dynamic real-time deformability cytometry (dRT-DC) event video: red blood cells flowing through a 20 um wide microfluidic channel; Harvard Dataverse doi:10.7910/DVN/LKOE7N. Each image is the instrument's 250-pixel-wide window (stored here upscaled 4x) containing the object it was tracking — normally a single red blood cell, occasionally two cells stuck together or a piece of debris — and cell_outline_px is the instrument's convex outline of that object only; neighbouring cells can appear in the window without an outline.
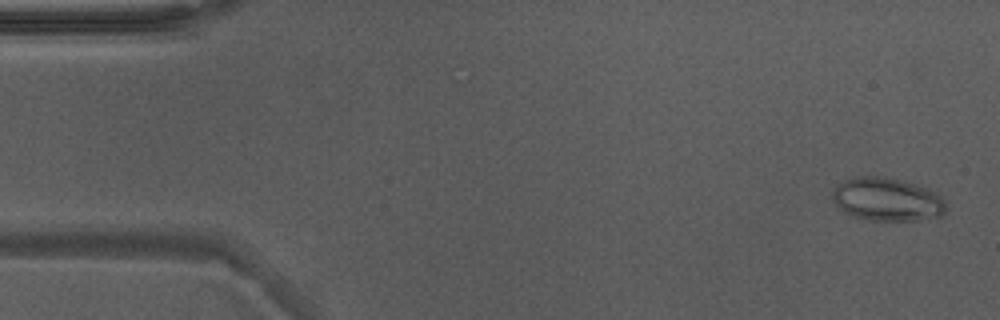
{"species": "Egyptian fruit bat (a non-hibernating species)", "species_latin": "Rousettus aegyptiacus", "temperature_condition": "warm", "stored_images_in_passage": 3, "camera_frame_rate_fps": 3000, "um_per_image_px": 0.085, "animal": {"sex": "male"}, "frame": {"image": 1, "passage_image": 1, "time_ms": 0.0, "image_size_px": [1000, 320], "cell_outline_px": [[948, 208], [940, 216], [916, 220], [868, 220], [844, 212], [832, 200], [832, 192], [836, 184], [844, 180], [856, 176], [880, 176], [900, 180], [928, 188], [936, 192], [944, 200]], "centroid_in_image_um": [75.39, 16.94], "position_along_channel_um": 9.6, "area_um2": 28.61}}